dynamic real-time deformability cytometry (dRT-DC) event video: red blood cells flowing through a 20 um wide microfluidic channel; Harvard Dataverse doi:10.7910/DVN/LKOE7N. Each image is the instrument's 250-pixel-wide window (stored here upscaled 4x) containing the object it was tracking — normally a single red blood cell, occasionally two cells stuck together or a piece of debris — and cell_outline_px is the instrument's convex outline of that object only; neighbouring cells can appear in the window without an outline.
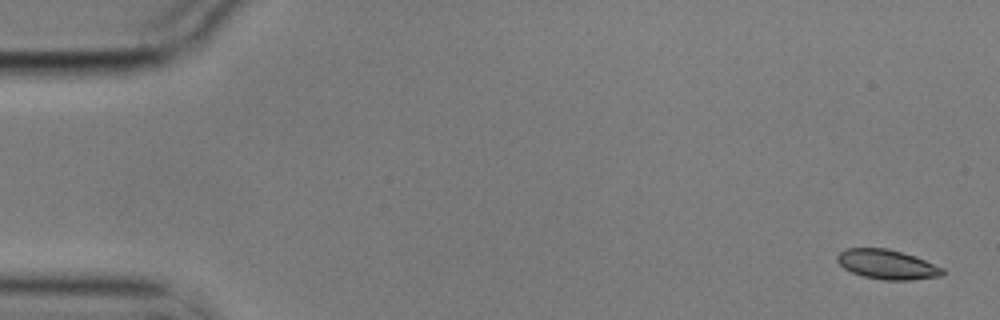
{"species": "common noctule bat (a hibernating species)", "species_latin": "Nyctalus noctula", "temperature_condition": "cold", "stored_images_in_passage": 9, "camera_frame_rate_fps": 3000, "um_per_image_px": 0.085, "animal": {"sex": "male", "body_mass_g": 17.9}, "frame": {"image": 1, "passage_image": 1, "time_ms": 0.0, "image_size_px": [1000, 320], "cell_outline_px": [[944, 276], [912, 280], [884, 280], [864, 276], [852, 272], [844, 268], [836, 260], [836, 256], [844, 248], [888, 248], [924, 260], [944, 268]], "centroid_in_image_um": [75.4, 22.48], "position_along_channel_um": 9.6, "area_um2": 18.09}}
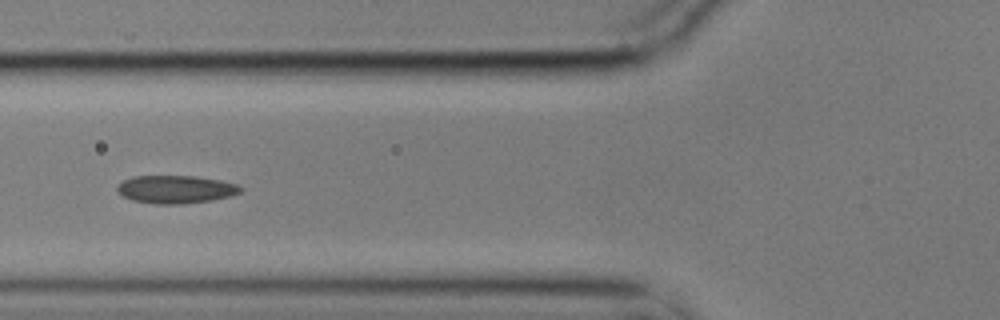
{"frame": {"image": 2, "passage_image": 6, "time_ms": 1.667, "image_size_px": [1000, 320], "cell_outline_px": [[244, 188], [240, 192], [232, 196], [212, 200], [184, 204], [156, 204], [132, 200], [124, 196], [116, 188], [124, 180], [132, 176], [196, 176], [220, 180], [236, 184]], "centroid_in_image_um": [14.98, 16.09], "position_along_channel_um": 110.8, "area_um2": 20.06}}
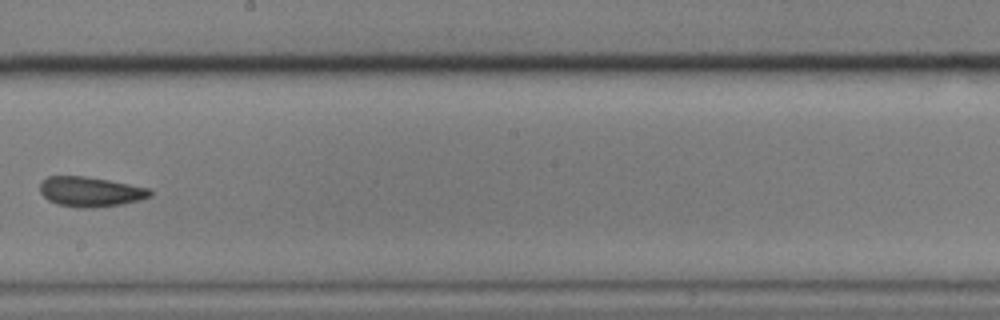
{"frame": {"image": 3, "passage_image": 9, "time_ms": 2.667, "image_size_px": [1000, 320], "cell_outline_px": [[152, 196], [140, 200], [120, 204], [92, 208], [80, 208], [56, 204], [48, 200], [40, 192], [40, 184], [48, 176], [84, 176], [108, 180], [152, 188]], "centroid_in_image_um": [7.71, 16.3], "position_along_channel_um": 240.5, "area_um2": 19.25}}